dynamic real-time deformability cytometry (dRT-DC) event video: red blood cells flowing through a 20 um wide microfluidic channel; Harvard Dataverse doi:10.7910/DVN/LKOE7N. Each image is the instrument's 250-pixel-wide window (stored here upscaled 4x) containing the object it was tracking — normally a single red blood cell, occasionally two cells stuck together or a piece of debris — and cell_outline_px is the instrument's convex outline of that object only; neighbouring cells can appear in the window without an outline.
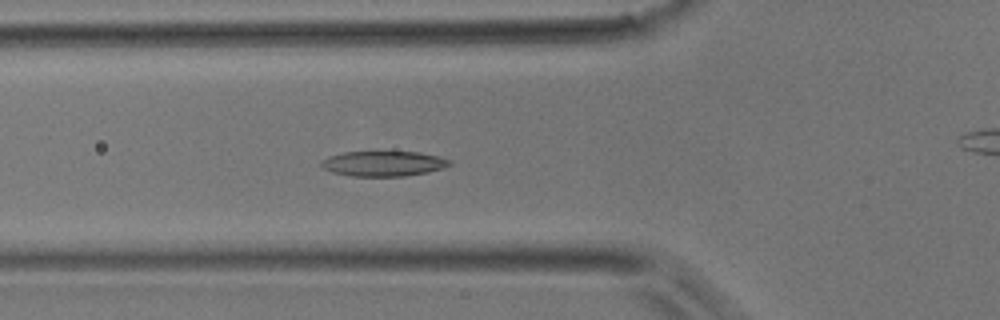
{"species": "common noctule bat (a hibernating species)", "species_latin": "Nyctalus noctula", "temperature_condition": "room temperature", "stored_images_in_passage": 34, "camera_frame_rate_fps": 3000, "um_per_image_px": 0.085, "animal": {"sex": "male", "body_mass_g": 17.9}, "frame": {"image": 1, "passage_image": 4, "time_ms": 1.0, "image_size_px": [1000, 320], "cell_outline_px": [[452, 164], [444, 168], [428, 172], [404, 176], [352, 176], [332, 172], [320, 168], [320, 160], [328, 156], [344, 152], [420, 152], [440, 156], [452, 160]], "centroid_in_image_um": [32.59, 13.9], "position_along_channel_um": 93.2, "area_um2": 19.07}}
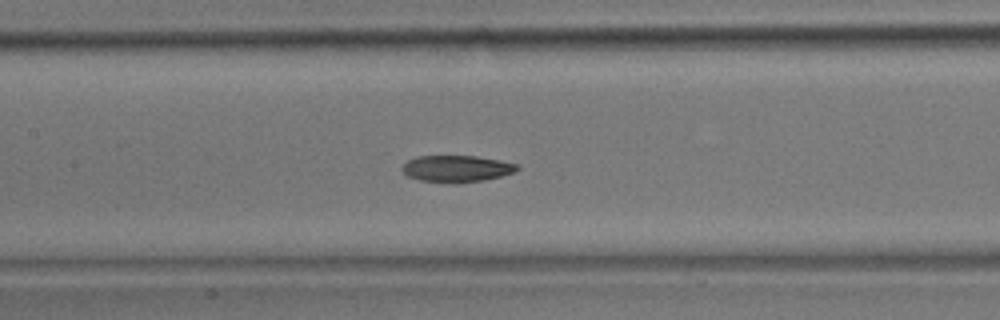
{"frame": {"image": 2, "passage_image": 9, "time_ms": 2.667, "image_size_px": [1000, 320], "cell_outline_px": [[520, 168], [516, 172], [484, 180], [456, 184], [452, 184], [420, 180], [408, 176], [400, 168], [408, 160], [416, 156], [476, 156], [500, 160], [520, 164]], "centroid_in_image_um": [38.84, 14.34], "position_along_channel_um": 168.6, "area_um2": 18.15}}
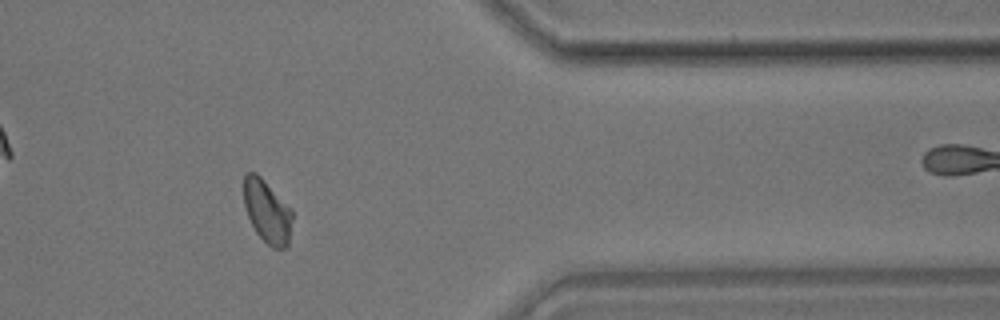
{"frame": {"image": 3, "passage_image": 25, "time_ms": 8.0, "image_size_px": [1000, 320], "cell_outline_px": [[292, 220], [288, 248], [272, 248], [256, 232], [248, 216], [244, 204], [244, 172], [256, 172], [292, 208]], "centroid_in_image_um": [22.72, 17.96], "position_along_channel_um": 388.7, "area_um2": 17.86}}